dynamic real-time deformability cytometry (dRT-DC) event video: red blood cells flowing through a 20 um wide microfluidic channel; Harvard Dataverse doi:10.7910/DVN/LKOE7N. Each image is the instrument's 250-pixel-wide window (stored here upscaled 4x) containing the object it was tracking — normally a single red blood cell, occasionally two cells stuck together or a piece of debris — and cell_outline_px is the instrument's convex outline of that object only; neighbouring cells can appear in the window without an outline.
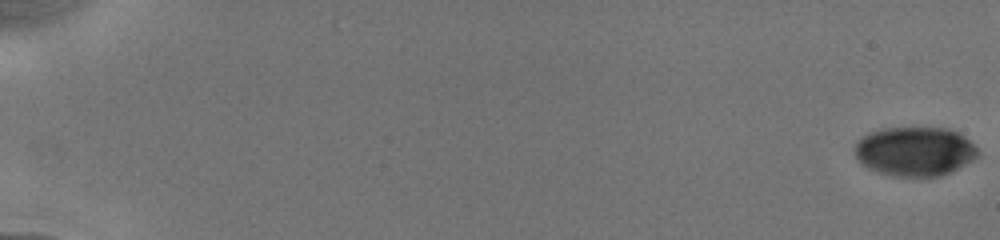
{"species": "human", "species_latin": "Homo sapiens", "temperature_condition": "cold", "stored_images_in_passage": 38, "camera_frame_rate_fps": 3000, "um_per_image_px": 0.085, "donor": {"sex": "male"}, "frame": {"image": 1, "passage_image": 1, "time_ms": 0.0, "image_size_px": [1000, 240], "cell_outline_px": [[980, 156], [940, 176], [892, 176], [876, 172], [868, 168], [856, 156], [856, 140], [872, 132], [884, 128], [948, 128], [964, 136], [980, 152]], "centroid_in_image_um": [77.76, 12.87], "position_along_channel_um": 7.2, "area_um2": 34.91}}
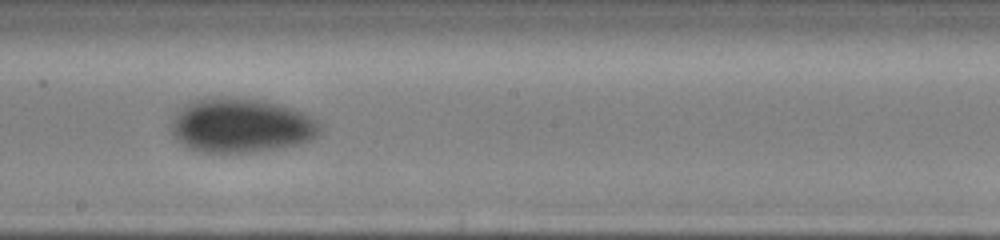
{"frame": {"image": 2, "passage_image": 29, "time_ms": 11.0, "image_size_px": [1000, 240], "cell_outline_px": [[324, 124], [320, 132], [316, 136], [300, 144], [252, 152], [200, 152], [188, 148], [176, 140], [172, 132], [172, 120], [176, 112], [192, 100], [204, 96], [220, 96], [260, 100], [292, 108], [304, 112], [312, 116]], "centroid_in_image_um": [20.49, 10.65], "position_along_channel_um": 227.7, "area_um2": 47.51}}
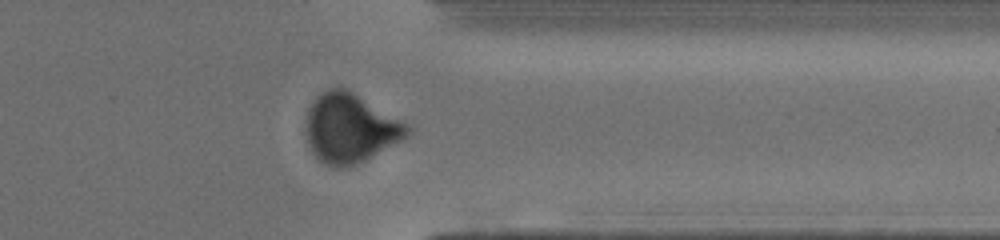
{"frame": {"image": 3, "passage_image": 35, "time_ms": 15.0, "image_size_px": [1000, 240], "cell_outline_px": [[412, 132], [408, 136], [364, 160], [340, 168], [324, 164], [312, 152], [308, 144], [304, 128], [308, 108], [316, 96], [328, 88], [344, 88], [352, 92], [408, 124], [412, 128]], "centroid_in_image_um": [29.72, 10.89], "position_along_channel_um": 381.7, "area_um2": 40.46}}